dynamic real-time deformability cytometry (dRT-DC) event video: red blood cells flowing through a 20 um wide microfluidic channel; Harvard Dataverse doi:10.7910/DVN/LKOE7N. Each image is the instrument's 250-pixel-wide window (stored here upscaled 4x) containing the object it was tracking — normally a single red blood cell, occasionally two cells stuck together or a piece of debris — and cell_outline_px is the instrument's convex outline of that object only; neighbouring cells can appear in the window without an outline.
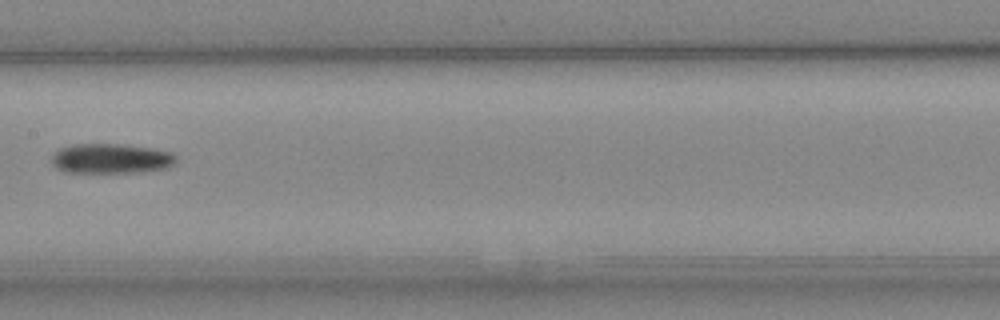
{"species": "Egyptian fruit bat (a non-hibernating species)", "species_latin": "Rousettus aegyptiacus", "temperature_condition": "cold", "stored_images_in_passage": 7, "camera_frame_rate_fps": 3000, "um_per_image_px": 0.085, "animal": {"sex": "female"}, "frame": {"image": 1, "passage_image": 7, "time_ms": 6.667, "image_size_px": [1000, 320], "cell_outline_px": [[176, 160], [168, 168], [140, 172], [64, 172], [56, 168], [52, 164], [52, 156], [60, 148], [72, 144], [124, 144], [152, 148], [172, 152], [176, 156]], "centroid_in_image_um": [9.44, 13.47], "position_along_channel_um": 198.0, "area_um2": 21.73}}